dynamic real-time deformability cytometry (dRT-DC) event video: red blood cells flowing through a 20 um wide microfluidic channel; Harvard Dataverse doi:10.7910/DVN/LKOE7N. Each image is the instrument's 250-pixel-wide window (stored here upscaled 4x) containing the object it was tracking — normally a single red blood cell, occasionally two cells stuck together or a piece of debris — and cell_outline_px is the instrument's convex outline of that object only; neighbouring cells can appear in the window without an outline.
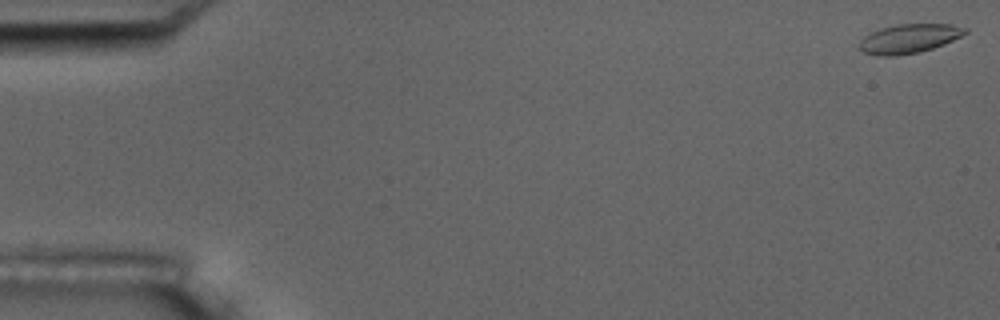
{"species": "common noctule bat (a hibernating species)", "species_latin": "Nyctalus noctula", "temperature_condition": "room temperature", "stored_images_in_passage": 4, "camera_frame_rate_fps": 3000, "um_per_image_px": 0.085, "animal": {"sex": "male", "body_mass_g": 17.5, "forearm_length_mm": 52.3}, "frame": {"image": 1, "passage_image": 1, "time_ms": 0.0, "image_size_px": [1000, 320], "cell_outline_px": [[968, 32], [944, 44], [920, 52], [896, 56], [880, 56], [864, 52], [860, 48], [860, 40], [864, 36], [872, 32], [884, 28], [900, 24], [952, 24], [968, 28]], "centroid_in_image_um": [77.3, 3.28], "position_along_channel_um": 7.7, "area_um2": 17.74}}